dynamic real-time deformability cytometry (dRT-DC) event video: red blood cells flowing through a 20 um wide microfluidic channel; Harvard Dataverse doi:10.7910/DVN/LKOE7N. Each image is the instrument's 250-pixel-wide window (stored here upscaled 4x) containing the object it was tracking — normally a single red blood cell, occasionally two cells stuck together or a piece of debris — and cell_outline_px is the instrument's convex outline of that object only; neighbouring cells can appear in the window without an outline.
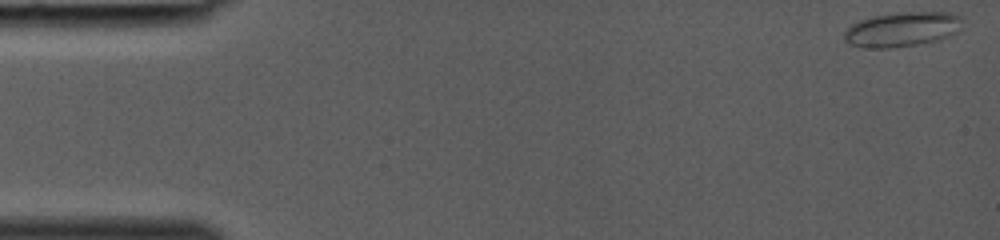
{"species": "common noctule bat (a hibernating species)", "species_latin": "Nyctalus noctula", "temperature_condition": "room temperature", "stored_images_in_passage": 38, "camera_frame_rate_fps": 3000, "um_per_image_px": 0.085, "animal": {"sex": "female", "body_mass_g": 19.0, "forearm_length_mm": 53.3}, "frame": {"image": 1, "passage_image": 1, "time_ms": 0.0, "image_size_px": [1000, 240], "cell_outline_px": [[960, 28], [956, 32], [940, 40], [892, 48], [860, 48], [848, 44], [844, 40], [844, 32], [852, 24], [860, 20], [876, 16], [900, 12], [944, 12], [960, 16]], "centroid_in_image_um": [76.63, 2.51], "position_along_channel_um": 8.4, "area_um2": 23.76}}
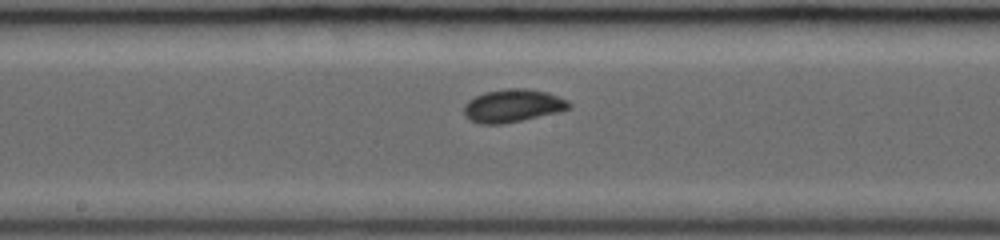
{"frame": {"image": 2, "passage_image": 21, "time_ms": 6.667, "image_size_px": [1000, 240], "cell_outline_px": [[572, 108], [560, 112], [504, 124], [480, 124], [464, 116], [464, 104], [468, 100], [484, 92], [504, 88], [524, 88], [548, 92], [568, 100], [572, 104]], "centroid_in_image_um": [43.61, 8.98], "position_along_channel_um": 204.6, "area_um2": 20.46}}
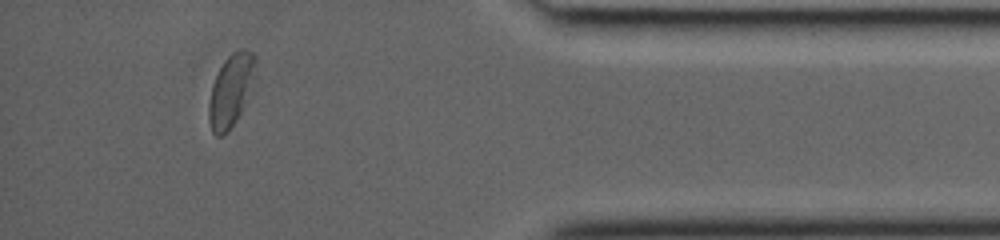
{"frame": {"image": 3, "passage_image": 35, "time_ms": 11.333, "image_size_px": [1000, 240], "cell_outline_px": [[256, 64], [244, 104], [236, 120], [228, 132], [224, 136], [216, 136], [212, 132], [208, 120], [208, 104], [212, 84], [224, 60], [232, 52], [240, 48], [244, 48], [252, 52], [256, 56]], "centroid_in_image_um": [19.58, 7.69], "position_along_channel_um": 415.6, "area_um2": 19.36}}